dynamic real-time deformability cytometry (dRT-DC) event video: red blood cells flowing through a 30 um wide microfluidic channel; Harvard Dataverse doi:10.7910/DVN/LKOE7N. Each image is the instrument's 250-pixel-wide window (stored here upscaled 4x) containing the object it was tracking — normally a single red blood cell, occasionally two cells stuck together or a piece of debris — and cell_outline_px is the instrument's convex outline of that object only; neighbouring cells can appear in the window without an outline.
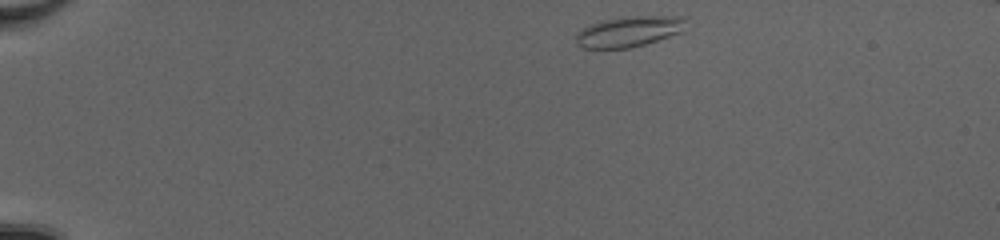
{"species": "common noctule bat (a hibernating species)", "species_latin": "Nyctalus noctula", "temperature_condition": "cold", "stored_images_in_passage": 42, "camera_frame_rate_fps": 3000, "um_per_image_px": 0.085, "animal": {"sex": "female", "body_mass_g": 20.0, "forearm_length_mm": 54.0}, "frame": {"image": 1, "passage_image": 1, "time_ms": 0.0, "image_size_px": [1000, 240], "cell_outline_px": [[688, 16], [680, 32], [644, 44], [628, 48], [584, 48], [576, 44], [576, 32], [592, 24], [604, 20], [632, 16]], "centroid_in_image_um": [53.45, 2.67], "position_along_channel_um": 31.6, "area_um2": 19.25}}
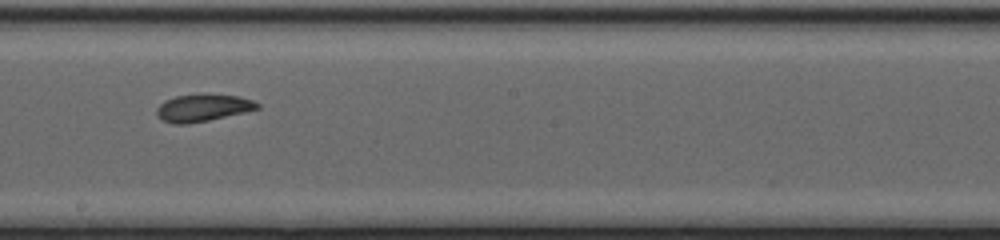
{"frame": {"image": 2, "passage_image": 22, "time_ms": 7.0, "image_size_px": [1000, 240], "cell_outline_px": [[260, 108], [244, 112], [208, 120], [188, 124], [172, 124], [160, 120], [156, 112], [156, 108], [164, 100], [176, 96], [200, 92], [204, 92], [240, 96], [252, 100], [260, 104]], "centroid_in_image_um": [17.21, 9.13], "position_along_channel_um": 231.0, "area_um2": 16.47}}
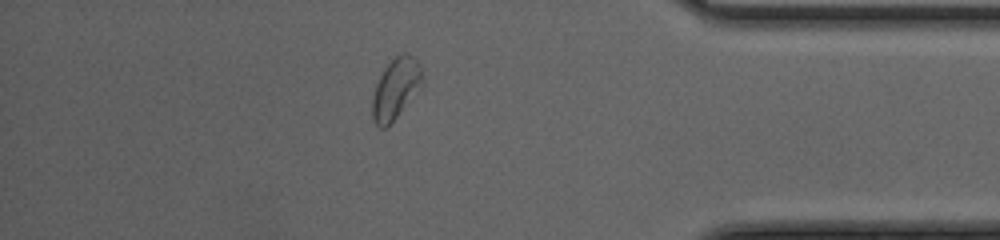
{"frame": {"image": 3, "passage_image": 36, "time_ms": 11.667, "image_size_px": [1000, 240], "cell_outline_px": [[424, 84], [396, 116], [384, 128], [380, 128], [372, 120], [372, 96], [376, 84], [384, 68], [400, 52], [408, 52], [420, 64], [424, 80]], "centroid_in_image_um": [33.65, 7.49], "position_along_channel_um": 401.6, "area_um2": 17.63}, "authors_computed_cell_mechanics": {"area_um2": 16.8776, "velocity_mm_per_s": 4.1437, "shape_relaxation_time_tau1_ms": null, "shape_relaxation_time_tau2_ms": 4.5928, "deformation_change_tau1": null, "deformation_change_tau2": 0.1095}}